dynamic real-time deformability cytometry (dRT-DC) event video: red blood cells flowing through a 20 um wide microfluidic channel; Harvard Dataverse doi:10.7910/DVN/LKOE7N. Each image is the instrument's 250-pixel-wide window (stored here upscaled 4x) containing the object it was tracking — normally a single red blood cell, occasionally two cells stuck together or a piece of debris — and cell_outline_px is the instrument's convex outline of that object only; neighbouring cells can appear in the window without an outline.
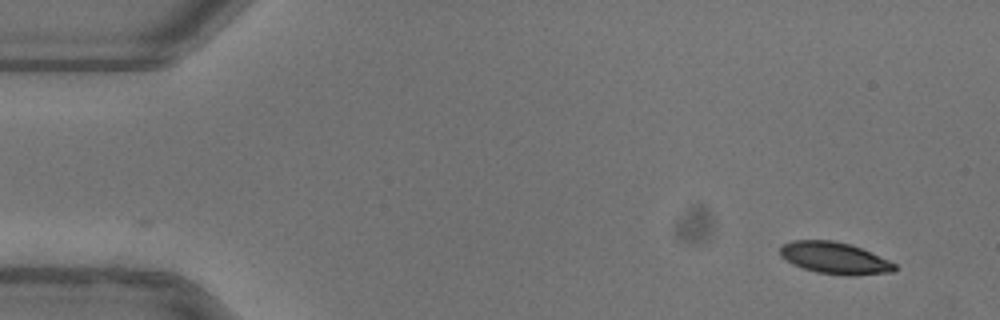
{"species": "common noctule bat (a hibernating species)", "species_latin": "Nyctalus noctula", "temperature_condition": "warm", "stored_images_in_passage": 50, "camera_frame_rate_fps": 3000, "um_per_image_px": 0.085, "animal": {"sex": "female"}, "frame": {"image": 1, "passage_image": 1, "time_ms": 0.0, "image_size_px": [1000, 320], "cell_outline_px": [[896, 268], [892, 272], [856, 276], [844, 276], [816, 272], [792, 264], [780, 256], [780, 248], [784, 244], [792, 240], [832, 240], [848, 244], [860, 248], [888, 260], [896, 264]], "centroid_in_image_um": [70.93, 21.95], "position_along_channel_um": 14.1, "area_um2": 21.15}}
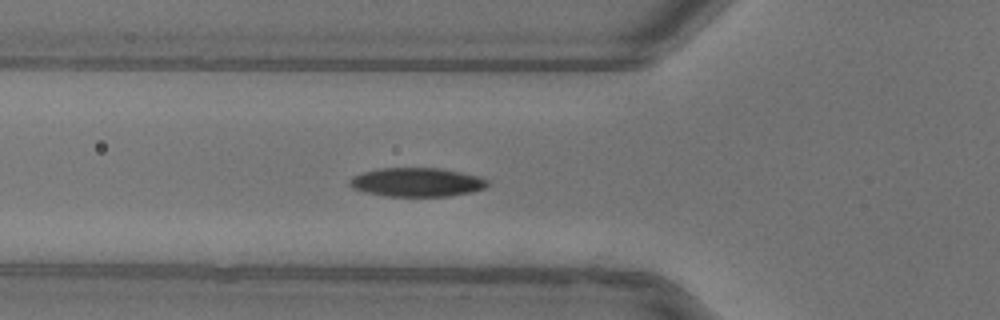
{"frame": {"image": 2, "passage_image": 16, "time_ms": 5.0, "image_size_px": [1000, 320], "cell_outline_px": [[488, 184], [484, 188], [472, 192], [448, 196], [384, 196], [364, 192], [352, 188], [348, 184], [348, 180], [352, 176], [364, 172], [380, 168], [440, 168], [480, 176], [488, 180]], "centroid_in_image_um": [35.4, 15.49], "position_along_channel_um": 90.4, "area_um2": 23.29}}
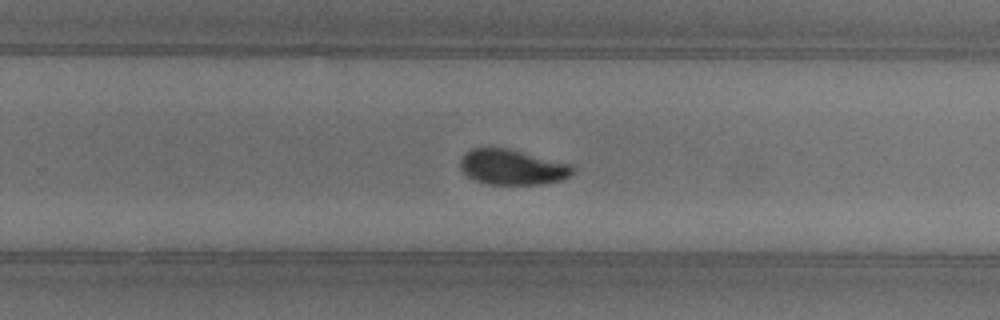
{"frame": {"image": 3, "passage_image": 31, "time_ms": 10.0, "image_size_px": [1000, 320], "cell_outline_px": [[572, 176], [560, 180], [544, 184], [488, 184], [476, 180], [468, 176], [460, 168], [460, 160], [464, 152], [472, 148], [508, 148], [572, 164]], "centroid_in_image_um": [43.54, 14.2], "position_along_channel_um": 286.3, "area_um2": 23.12}, "authors_computed_cell_mechanics": {"area_um2": 22.6576, "velocity_mm_per_s": 3.9194, "shape_relaxation_time_tau1_ms": 4.1664, "shape_relaxation_time_tau2_ms": 3.6106, "deformation_change_tau1": 0.1633, "deformation_change_tau2": 0.0521}}